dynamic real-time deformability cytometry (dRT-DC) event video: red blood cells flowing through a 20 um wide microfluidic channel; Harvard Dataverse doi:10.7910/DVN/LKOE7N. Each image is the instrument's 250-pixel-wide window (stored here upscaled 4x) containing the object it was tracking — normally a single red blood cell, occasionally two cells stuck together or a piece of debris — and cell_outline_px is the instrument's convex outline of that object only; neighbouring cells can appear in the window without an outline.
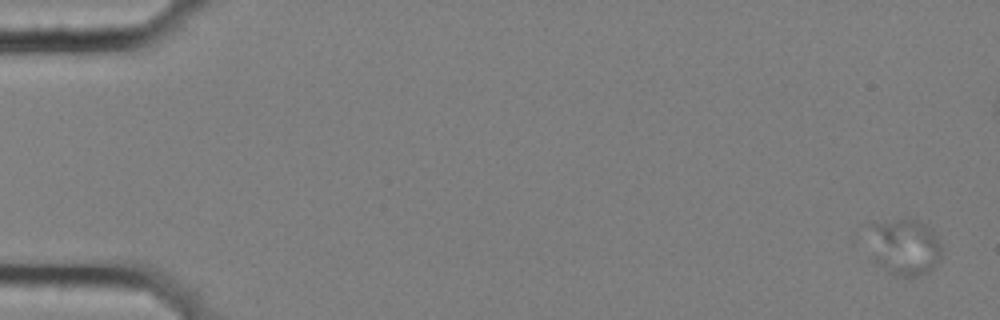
{"species": "common noctule bat (a hibernating species)", "species_latin": "Nyctalus noctula", "temperature_condition": "cold", "stored_images_in_passage": 6, "camera_frame_rate_fps": 3000, "um_per_image_px": 0.085, "animal": {"sex": "female", "body_mass_g": 25.1}, "frame": {"image": 1, "passage_image": 1, "time_ms": 0.0, "image_size_px": [1000, 320], "cell_outline_px": [[940, 260], [928, 272], [920, 276], [896, 276], [888, 272], [872, 256], [868, 224], [872, 220], [916, 220], [928, 228], [932, 232], [940, 244]], "centroid_in_image_um": [76.83, 20.98], "position_along_channel_um": 8.2, "area_um2": 23.87}}
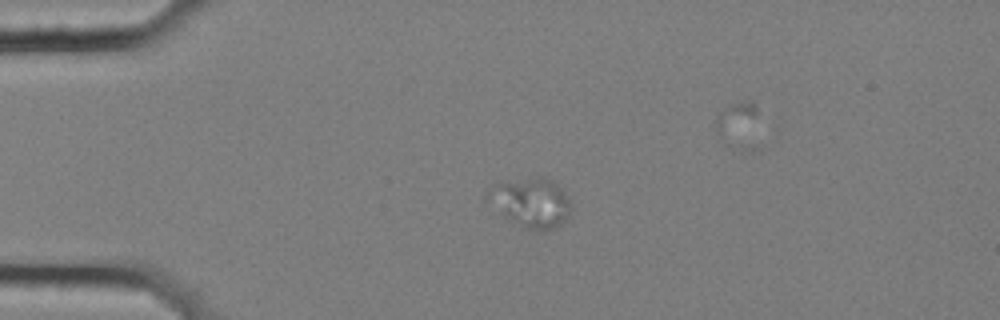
{"frame": {"image": 2, "passage_image": 4, "time_ms": 1.0, "image_size_px": [1000, 320], "cell_outline_px": [[572, 208], [568, 216], [556, 228], [524, 228], [504, 216], [484, 196], [492, 184], [500, 180], [532, 176], [548, 176], [568, 196]], "centroid_in_image_um": [45.1, 17.13], "position_along_channel_um": 39.9, "area_um2": 24.22}}